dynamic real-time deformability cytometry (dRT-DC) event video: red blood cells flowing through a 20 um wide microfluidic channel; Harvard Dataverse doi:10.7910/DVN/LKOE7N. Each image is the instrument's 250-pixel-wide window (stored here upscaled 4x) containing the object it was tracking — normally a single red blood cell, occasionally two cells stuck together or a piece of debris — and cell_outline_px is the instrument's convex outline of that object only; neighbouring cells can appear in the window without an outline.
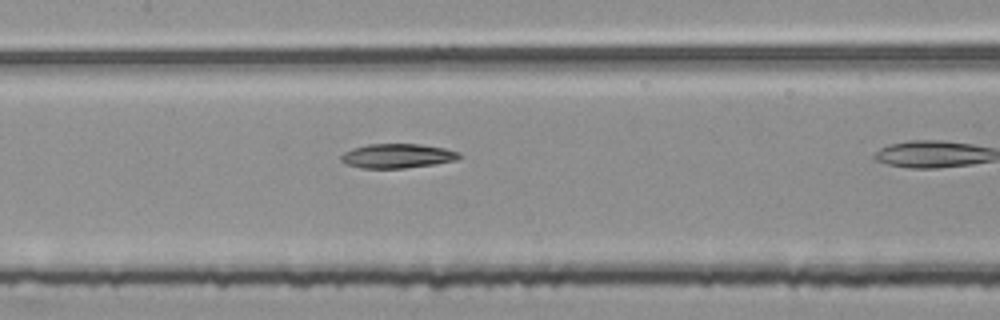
{"species": "common noctule bat (a hibernating species)", "species_latin": "Nyctalus noctula", "temperature_condition": "room temperature", "stored_images_in_passage": 16, "camera_frame_rate_fps": 3000, "um_per_image_px": 0.085, "animal": {"sex": "female", "body_mass_g": 25.1}, "frame": {"image": 1, "passage_image": 12, "time_ms": 3.667, "image_size_px": [1000, 320], "cell_outline_px": [[460, 156], [456, 160], [436, 164], [404, 168], [360, 168], [344, 164], [340, 160], [340, 156], [344, 152], [352, 148], [368, 144], [420, 144], [444, 148], [460, 152]], "centroid_in_image_um": [33.74, 13.25], "position_along_channel_um": 173.7, "area_um2": 16.88}}